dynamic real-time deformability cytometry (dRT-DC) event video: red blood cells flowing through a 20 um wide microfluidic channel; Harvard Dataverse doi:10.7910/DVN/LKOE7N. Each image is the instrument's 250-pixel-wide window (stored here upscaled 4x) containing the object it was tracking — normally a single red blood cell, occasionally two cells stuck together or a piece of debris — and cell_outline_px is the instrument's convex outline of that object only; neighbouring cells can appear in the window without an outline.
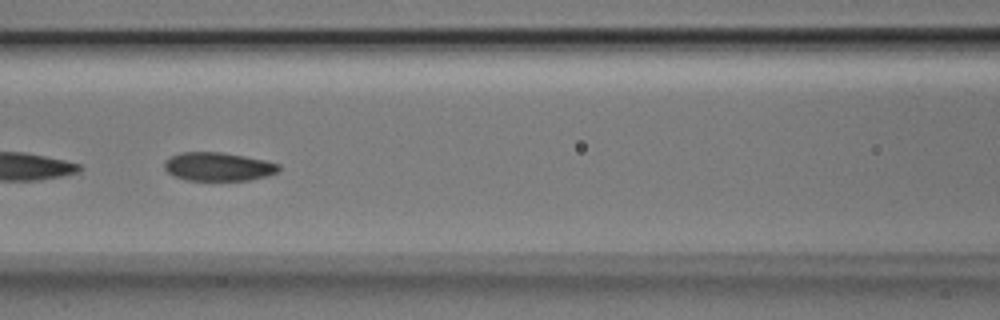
{"species": "Egyptian fruit bat (a non-hibernating species)", "species_latin": "Rousettus aegyptiacus", "temperature_condition": "room temperature", "stored_images_in_passage": 29, "camera_frame_rate_fps": 3000, "um_per_image_px": 0.085, "animal": {"sex": "male"}, "frame": {"image": 1, "passage_image": 13, "time_ms": 4.0, "image_size_px": [1000, 320], "cell_outline_px": [[280, 168], [276, 172], [268, 176], [248, 180], [188, 180], [172, 176], [164, 168], [164, 160], [180, 152], [220, 152], [244, 156], [264, 160], [280, 164]], "centroid_in_image_um": [18.53, 14.16], "position_along_channel_um": 148.1, "area_um2": 19.02}}